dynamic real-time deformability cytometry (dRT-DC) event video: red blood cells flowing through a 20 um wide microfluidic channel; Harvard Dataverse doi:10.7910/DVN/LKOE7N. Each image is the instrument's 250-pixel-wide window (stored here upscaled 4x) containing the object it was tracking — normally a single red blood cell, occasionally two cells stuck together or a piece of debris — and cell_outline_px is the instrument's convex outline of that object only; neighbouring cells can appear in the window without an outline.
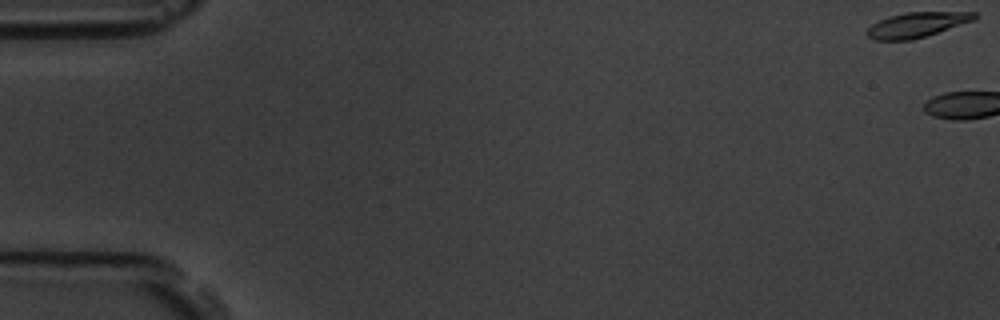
{"species": "common noctule bat (a hibernating species)", "species_latin": "Nyctalus noctula", "temperature_condition": "room temperature", "stored_images_in_passage": 6, "camera_frame_rate_fps": 3000, "um_per_image_px": 0.085, "animal": {"sex": "male", "body_mass_g": 19.5, "forearm_length_mm": 54.6}, "frame": {"image": 1, "passage_image": 1, "time_ms": 0.0, "image_size_px": [1000, 320], "cell_outline_px": [[976, 20], [912, 40], [876, 40], [868, 36], [864, 32], [872, 24], [888, 16], [904, 12], [976, 12]], "centroid_in_image_um": [77.92, 2.1], "position_along_channel_um": 7.1, "area_um2": 15.66}}